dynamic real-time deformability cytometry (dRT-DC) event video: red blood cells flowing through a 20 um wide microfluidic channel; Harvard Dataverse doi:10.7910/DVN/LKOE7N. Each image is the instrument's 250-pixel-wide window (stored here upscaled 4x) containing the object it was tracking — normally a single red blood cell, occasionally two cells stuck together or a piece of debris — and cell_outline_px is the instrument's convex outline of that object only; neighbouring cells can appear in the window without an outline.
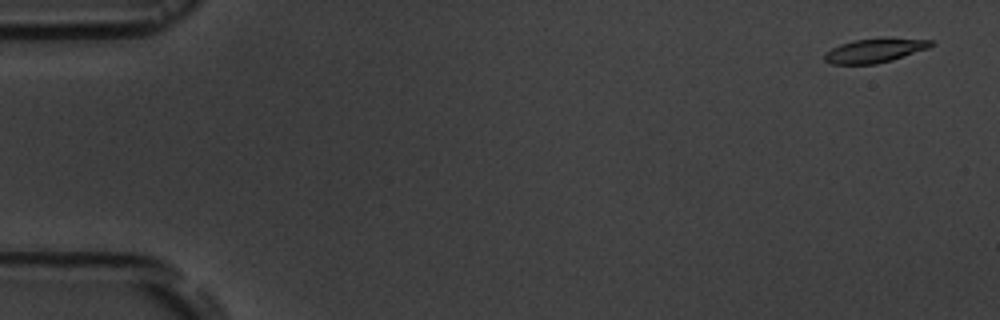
{"species": "common noctule bat (a hibernating species)", "species_latin": "Nyctalus noctula", "temperature_condition": "room temperature", "stored_images_in_passage": 13, "camera_frame_rate_fps": 3000, "um_per_image_px": 0.085, "animal": {"sex": "male", "body_mass_g": 19.5, "forearm_length_mm": 54.6}, "frame": {"image": 1, "passage_image": 1, "time_ms": 0.0, "image_size_px": [1000, 320], "cell_outline_px": [[936, 44], [928, 48], [892, 60], [876, 64], [832, 64], [824, 60], [824, 56], [832, 48], [840, 44], [852, 40], [936, 40]], "centroid_in_image_um": [74.33, 4.33], "position_along_channel_um": 10.7, "area_um2": 14.22}}
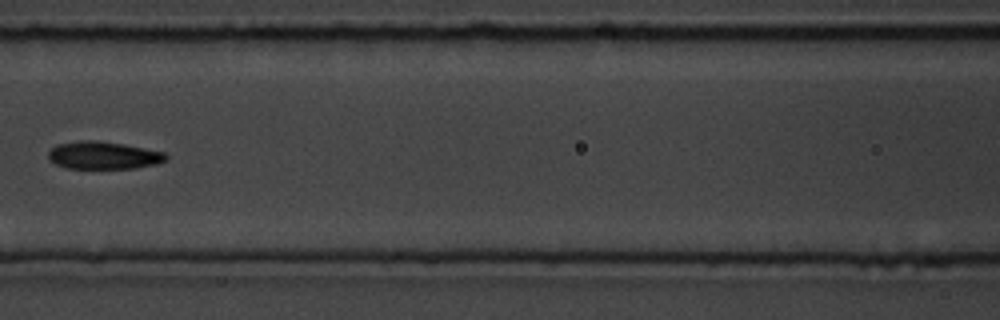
{"frame": {"image": 2, "passage_image": 10, "time_ms": 12.0, "image_size_px": [1000, 320], "cell_outline_px": [[168, 160], [156, 164], [136, 168], [68, 168], [56, 164], [48, 160], [48, 152], [56, 144], [80, 140], [96, 140], [124, 144], [164, 152], [168, 156]], "centroid_in_image_um": [8.79, 13.2], "position_along_channel_um": 157.8, "area_um2": 19.02}}
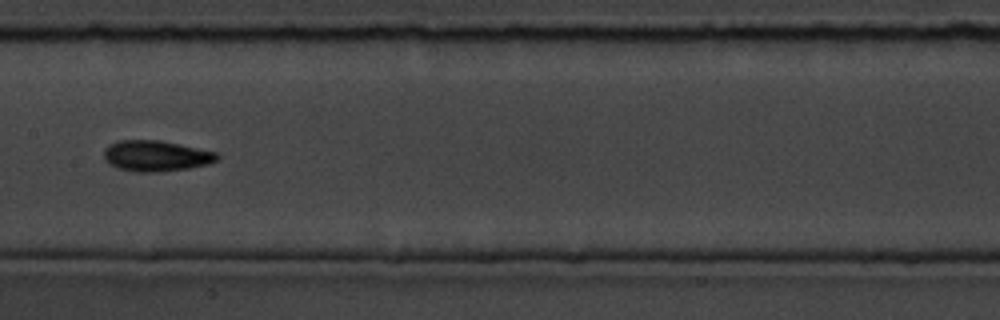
{"frame": {"image": 3, "passage_image": 11, "time_ms": 13.0, "image_size_px": [1000, 320], "cell_outline_px": [[220, 156], [216, 160], [208, 164], [188, 168], [156, 172], [136, 172], [120, 168], [108, 164], [104, 160], [104, 148], [108, 144], [116, 140], [160, 140], [180, 144], [216, 152]], "centroid_in_image_um": [13.22, 13.24], "position_along_channel_um": 194.2, "area_um2": 20.4}}